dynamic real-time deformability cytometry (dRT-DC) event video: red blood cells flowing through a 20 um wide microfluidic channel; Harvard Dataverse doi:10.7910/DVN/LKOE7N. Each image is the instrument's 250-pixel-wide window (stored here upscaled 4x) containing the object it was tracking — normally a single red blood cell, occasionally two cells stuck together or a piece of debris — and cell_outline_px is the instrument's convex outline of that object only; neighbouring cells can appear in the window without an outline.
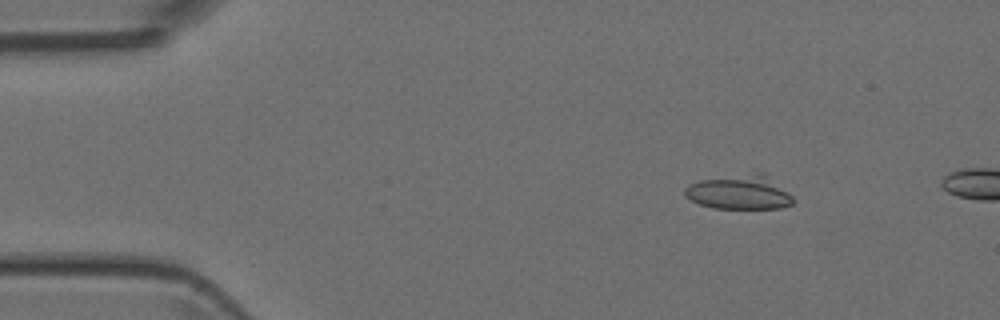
{"species": "Egyptian fruit bat (a non-hibernating species)", "species_latin": "Rousettus aegyptiacus", "temperature_condition": "room temperature", "stored_images_in_passage": 4, "camera_frame_rate_fps": 3000, "um_per_image_px": 0.085, "animal": {"sex": "female"}, "frame": {"image": 1, "passage_image": 2, "time_ms": 1.333, "image_size_px": [1000, 320], "cell_outline_px": [[796, 200], [792, 204], [780, 208], [712, 208], [700, 204], [684, 196], [684, 188], [688, 184], [700, 180], [756, 172], [764, 172], [788, 192]], "centroid_in_image_um": [62.86, 16.34], "position_along_channel_um": 22.1, "area_um2": 21.68}}